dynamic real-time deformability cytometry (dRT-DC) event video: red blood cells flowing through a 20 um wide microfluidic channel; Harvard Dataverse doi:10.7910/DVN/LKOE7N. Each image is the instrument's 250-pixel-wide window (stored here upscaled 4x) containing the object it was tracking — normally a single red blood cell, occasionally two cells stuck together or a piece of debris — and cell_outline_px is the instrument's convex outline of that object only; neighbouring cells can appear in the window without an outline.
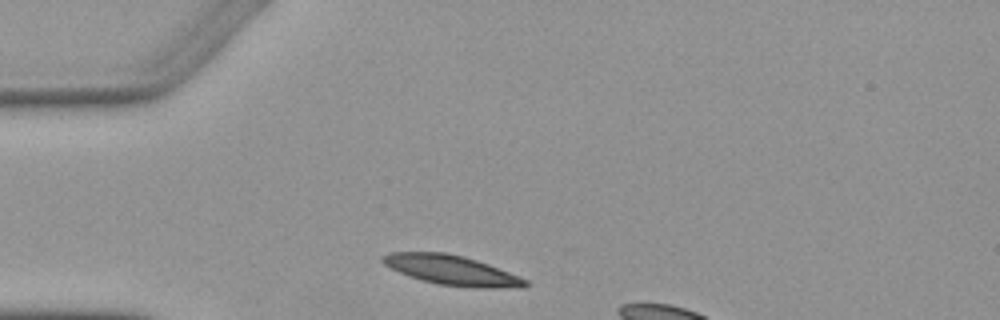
{"species": "Egyptian fruit bat (a non-hibernating species)", "species_latin": "Rousettus aegyptiacus", "temperature_condition": "warm", "stored_images_in_passage": 1, "camera_frame_rate_fps": 3000, "um_per_image_px": 0.085, "animal": {"sex": "female"}, "frame": {"image": 1, "passage_image": 1, "time_ms": 0.0, "image_size_px": [1000, 320], "cell_outline_px": [[528, 284], [524, 288], [476, 288], [436, 284], [408, 276], [384, 264], [380, 260], [380, 256], [388, 252], [448, 252], [464, 256], [488, 264], [520, 276], [528, 280]], "centroid_in_image_um": [38.41, 22.97], "position_along_channel_um": 46.6, "area_um2": 24.97}}